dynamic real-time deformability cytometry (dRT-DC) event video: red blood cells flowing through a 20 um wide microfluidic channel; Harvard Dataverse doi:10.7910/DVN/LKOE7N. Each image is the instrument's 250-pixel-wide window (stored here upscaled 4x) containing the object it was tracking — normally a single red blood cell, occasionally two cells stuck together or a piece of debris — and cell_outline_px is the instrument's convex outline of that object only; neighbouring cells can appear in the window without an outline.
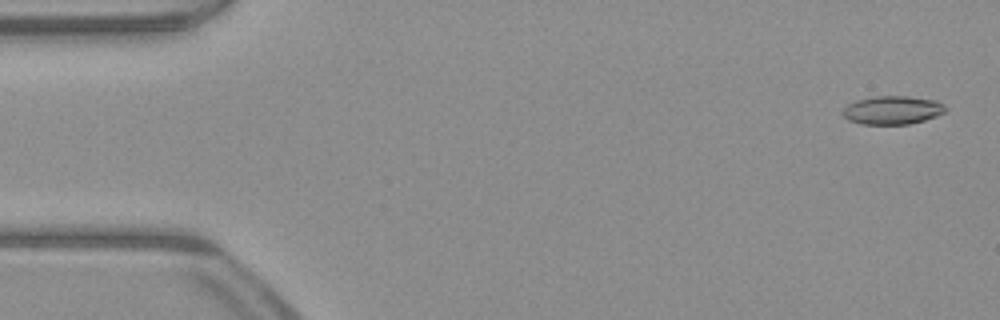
{"species": "common noctule bat (a hibernating species)", "species_latin": "Nyctalus noctula", "temperature_condition": "warm", "stored_images_in_passage": 51, "camera_frame_rate_fps": 3000, "um_per_image_px": 0.085, "animal": {"sex": "male", "body_mass_g": 23.1, "forearm_length_mm": 52.7}, "frame": {"image": 1, "passage_image": 2, "time_ms": 0.333, "image_size_px": [1000, 320], "cell_outline_px": [[948, 108], [944, 112], [936, 116], [924, 120], [908, 124], [860, 124], [848, 120], [840, 112], [848, 104], [856, 100], [872, 96], [908, 96], [936, 100], [944, 104]], "centroid_in_image_um": [75.85, 9.35], "position_along_channel_um": 9.2, "area_um2": 17.17}}
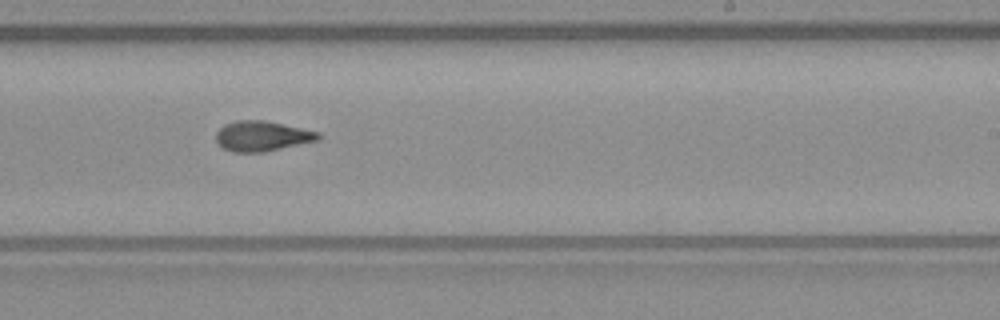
{"frame": {"image": 2, "passage_image": 31, "time_ms": 10.0, "image_size_px": [1000, 320], "cell_outline_px": [[320, 140], [264, 152], [232, 152], [224, 148], [216, 140], [216, 132], [224, 124], [236, 120], [264, 120], [320, 132]], "centroid_in_image_um": [22.28, 11.56], "position_along_channel_um": 266.7, "area_um2": 17.98}}
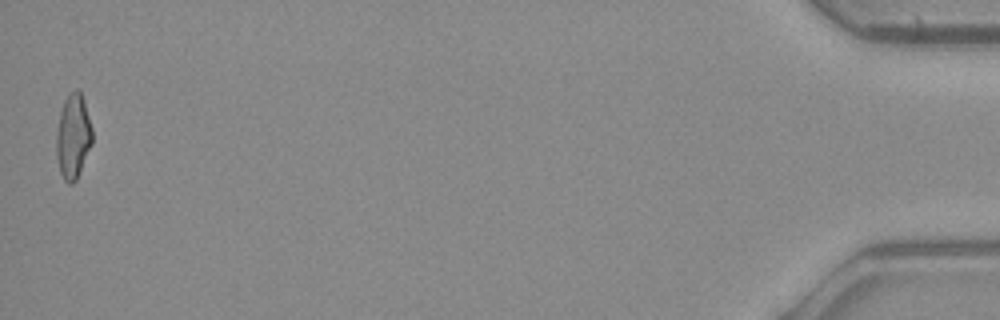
{"frame": {"image": 3, "passage_image": 51, "time_ms": 16.667, "image_size_px": [1000, 320], "cell_outline_px": [[92, 144], [76, 180], [72, 184], [68, 184], [64, 180], [60, 172], [56, 156], [56, 132], [60, 112], [64, 100], [68, 92], [76, 88], [80, 92], [84, 100], [92, 128]], "centroid_in_image_um": [6.2, 11.58], "position_along_channel_um": 429.0, "area_um2": 17.86}, "authors_computed_cell_mechanics": {"area_um2": 17.5134, "velocity_mm_per_s": 4.0205, "shape_relaxation_time_tau1_ms": null, "shape_relaxation_time_tau2_ms": 2.5469, "deformation_change_tau1": null, "deformation_change_tau2": 0.0996}}